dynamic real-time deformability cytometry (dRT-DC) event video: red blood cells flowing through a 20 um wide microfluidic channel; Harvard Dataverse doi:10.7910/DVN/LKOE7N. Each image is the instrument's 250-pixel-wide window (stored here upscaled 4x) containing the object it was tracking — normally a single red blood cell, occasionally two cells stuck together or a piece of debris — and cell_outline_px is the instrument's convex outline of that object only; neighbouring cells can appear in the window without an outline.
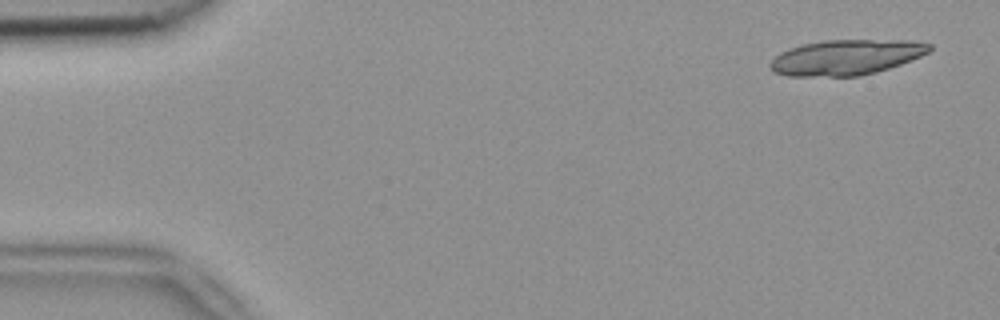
{"species": "common noctule bat (a hibernating species)", "species_latin": "Nyctalus noctula", "temperature_condition": "room temperature", "stored_images_in_passage": 4, "camera_frame_rate_fps": 3000, "um_per_image_px": 0.085, "animal": {"sex": "female", "body_mass_g": 18.4}, "frame": {"image": 1, "passage_image": 1, "time_ms": 0.0, "image_size_px": [1000, 320], "cell_outline_px": [[932, 48], [928, 52], [920, 56], [900, 64], [876, 72], [860, 76], [788, 76], [772, 72], [768, 68], [768, 64], [780, 52], [788, 48], [804, 44], [824, 40], [912, 40], [932, 44]], "centroid_in_image_um": [71.89, 4.87], "position_along_channel_um": 13.1, "area_um2": 32.89}}